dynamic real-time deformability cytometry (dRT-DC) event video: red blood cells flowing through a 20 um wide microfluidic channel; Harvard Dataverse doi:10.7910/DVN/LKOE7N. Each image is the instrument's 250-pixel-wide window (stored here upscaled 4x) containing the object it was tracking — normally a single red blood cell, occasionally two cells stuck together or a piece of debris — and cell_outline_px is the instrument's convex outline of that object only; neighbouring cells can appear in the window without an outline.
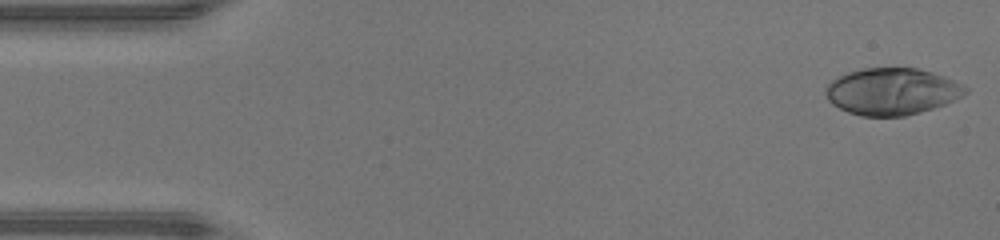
{"species": "human", "species_latin": "Homo sapiens", "temperature_condition": "warm", "stored_images_in_passage": 46, "camera_frame_rate_fps": 3000, "um_per_image_px": 0.085, "donor": {"sex": "male"}, "frame": {"image": 1, "passage_image": 1, "time_ms": 0.0, "image_size_px": [1000, 240], "cell_outline_px": [[968, 92], [964, 96], [956, 100], [920, 112], [904, 116], [860, 116], [848, 112], [832, 104], [828, 100], [824, 92], [824, 88], [832, 80], [848, 72], [864, 68], [916, 68], [932, 72], [944, 76], [968, 88]], "centroid_in_image_um": [75.8, 7.78], "position_along_channel_um": 9.2, "area_um2": 38.09}}
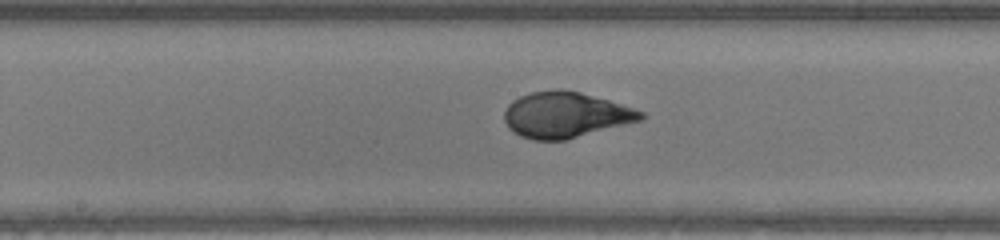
{"frame": {"image": 2, "passage_image": 23, "time_ms": 7.333, "image_size_px": [1000, 240], "cell_outline_px": [[644, 120], [564, 140], [532, 140], [520, 136], [508, 128], [504, 120], [504, 112], [508, 104], [512, 100], [520, 96], [532, 92], [556, 88], [560, 88], [580, 92], [608, 100], [644, 112]], "centroid_in_image_um": [48.04, 9.76], "position_along_channel_um": 200.2, "area_um2": 36.47}}
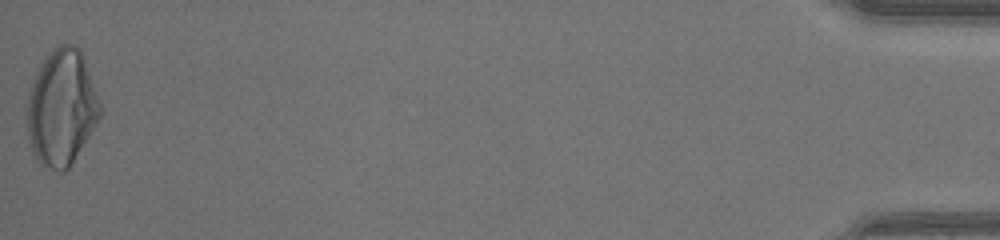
{"frame": {"image": 3, "passage_image": 46, "time_ms": 15.0, "image_size_px": [1000, 240], "cell_outline_px": [[104, 108], [96, 124], [68, 168], [64, 172], [60, 172], [40, 164], [36, 160], [32, 152], [24, 120], [28, 100], [32, 84], [40, 64], [56, 44], [76, 44], [80, 48]], "centroid_in_image_um": [5.23, 9.14], "position_along_channel_um": 430.0, "area_um2": 49.88}, "authors_computed_cell_mechanics": {"area_um2": 37.0209, "velocity_mm_per_s": 4.4026, "shape_relaxation_time_tau1_ms": 5.4682, "shape_relaxation_time_tau2_ms": null, "deformation_change_tau1": 0.2848, "deformation_change_tau2": null}}